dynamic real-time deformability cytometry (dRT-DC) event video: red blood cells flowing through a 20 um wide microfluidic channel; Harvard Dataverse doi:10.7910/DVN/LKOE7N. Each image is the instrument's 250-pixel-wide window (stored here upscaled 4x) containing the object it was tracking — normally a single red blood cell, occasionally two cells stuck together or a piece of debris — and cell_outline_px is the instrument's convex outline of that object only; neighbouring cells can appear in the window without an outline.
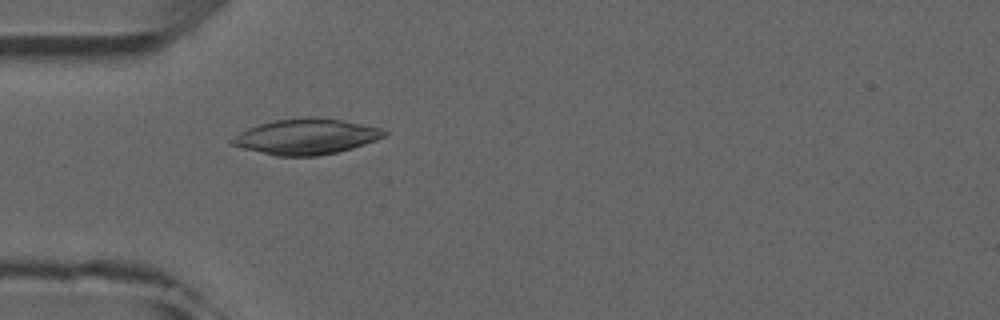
{"species": "common noctule bat (a hibernating species)", "species_latin": "Nyctalus noctula", "temperature_condition": "room temperature", "stored_images_in_passage": 1, "camera_frame_rate_fps": 3000, "um_per_image_px": 0.085, "animal": {"sex": "male", "forearm_length_mm": 52.5}, "frame": {"image": 1, "passage_image": 1, "time_ms": 0.0, "image_size_px": [1000, 320], "cell_outline_px": [[388, 132], [384, 136], [376, 140], [352, 148], [336, 152], [316, 156], [276, 156], [228, 144], [228, 140], [232, 136], [248, 128], [260, 124], [276, 120], [308, 116], [340, 120], [380, 128]], "centroid_in_image_um": [25.96, 11.61], "position_along_channel_um": 59.0, "area_um2": 31.33}}